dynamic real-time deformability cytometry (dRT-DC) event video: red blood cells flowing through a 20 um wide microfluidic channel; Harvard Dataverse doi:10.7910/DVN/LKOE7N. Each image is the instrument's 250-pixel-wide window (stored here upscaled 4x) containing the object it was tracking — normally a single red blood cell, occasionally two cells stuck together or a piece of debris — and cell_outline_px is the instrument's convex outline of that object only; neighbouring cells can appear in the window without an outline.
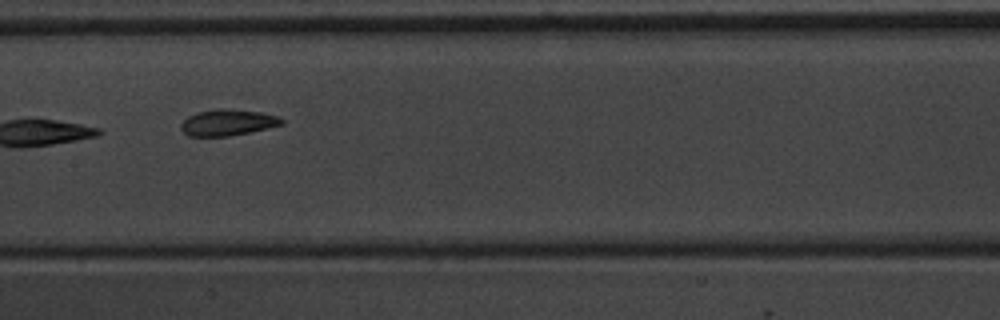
{"species": "common noctule bat (a hibernating species)", "species_latin": "Nyctalus noctula", "temperature_condition": "warm", "stored_images_in_passage": 11, "camera_frame_rate_fps": 3000, "um_per_image_px": 0.085, "animal": {"sex": "male", "body_mass_g": 20.1, "forearm_length_mm": 53.5}, "frame": {"image": 1, "passage_image": 8, "time_ms": 9.0, "image_size_px": [1000, 320], "cell_outline_px": [[284, 124], [268, 128], [228, 136], [188, 136], [180, 128], [180, 124], [188, 116], [196, 112], [216, 108], [228, 108], [260, 112], [280, 116], [284, 120]], "centroid_in_image_um": [19.36, 10.4], "position_along_channel_um": 188.0, "area_um2": 15.55}}